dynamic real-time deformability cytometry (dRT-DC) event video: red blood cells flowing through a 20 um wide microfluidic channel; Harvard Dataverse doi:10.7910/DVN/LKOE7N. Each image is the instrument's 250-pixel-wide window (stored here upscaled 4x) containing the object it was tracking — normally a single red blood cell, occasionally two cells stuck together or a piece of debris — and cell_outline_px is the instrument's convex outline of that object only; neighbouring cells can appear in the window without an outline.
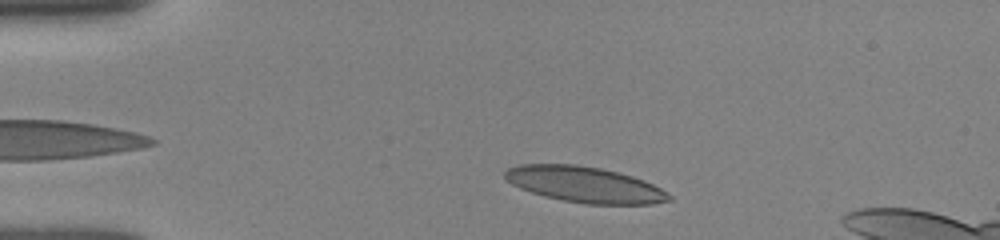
{"species": "human", "species_latin": "Homo sapiens", "temperature_condition": "room temperature", "stored_images_in_passage": 39, "camera_frame_rate_fps": 3000, "um_per_image_px": 0.085, "donor": {"sex": "female"}, "frame": {"image": 1, "passage_image": 4, "time_ms": 1.0, "image_size_px": [1000, 240], "cell_outline_px": [[672, 200], [652, 204], [588, 204], [564, 200], [544, 196], [520, 188], [512, 184], [504, 176], [504, 172], [508, 168], [516, 164], [576, 164], [600, 168], [632, 176], [644, 180], [660, 188], [672, 196]], "centroid_in_image_um": [49.69, 15.68], "position_along_channel_um": 35.3, "area_um2": 34.1}}
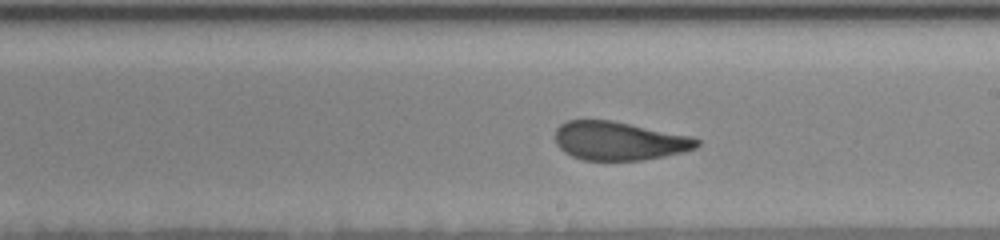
{"frame": {"image": 2, "passage_image": 23, "time_ms": 7.333, "image_size_px": [1000, 240], "cell_outline_px": [[700, 144], [696, 148], [684, 152], [664, 156], [640, 160], [584, 160], [572, 156], [564, 152], [556, 144], [556, 128], [560, 124], [568, 120], [612, 120], [688, 136], [700, 140]], "centroid_in_image_um": [52.6, 11.98], "position_along_channel_um": 236.4, "area_um2": 31.67}}
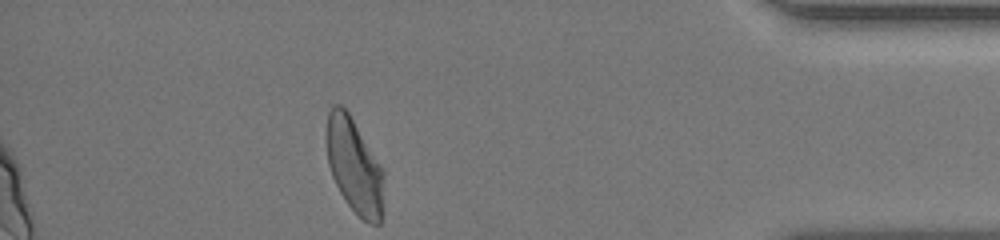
{"frame": {"image": 3, "passage_image": 39, "time_ms": 12.667, "image_size_px": [1000, 240], "cell_outline_px": [[384, 176], [380, 224], [368, 224], [348, 204], [340, 192], [332, 176], [328, 164], [324, 136], [324, 132], [328, 112], [332, 104], [340, 104], [348, 112], [380, 164], [384, 172]], "centroid_in_image_um": [30.07, 14.05], "position_along_channel_um": 405.1, "area_um2": 31.79}, "authors_computed_cell_mechanics": {"area_um2": 33.235, "velocity_mm_per_s": 3.8838, "shape_relaxation_time_tau1_ms": 5.0367, "shape_relaxation_time_tau2_ms": 1.196, "deformation_change_tau1": 0.1906, "deformation_change_tau2": 0.0874}}